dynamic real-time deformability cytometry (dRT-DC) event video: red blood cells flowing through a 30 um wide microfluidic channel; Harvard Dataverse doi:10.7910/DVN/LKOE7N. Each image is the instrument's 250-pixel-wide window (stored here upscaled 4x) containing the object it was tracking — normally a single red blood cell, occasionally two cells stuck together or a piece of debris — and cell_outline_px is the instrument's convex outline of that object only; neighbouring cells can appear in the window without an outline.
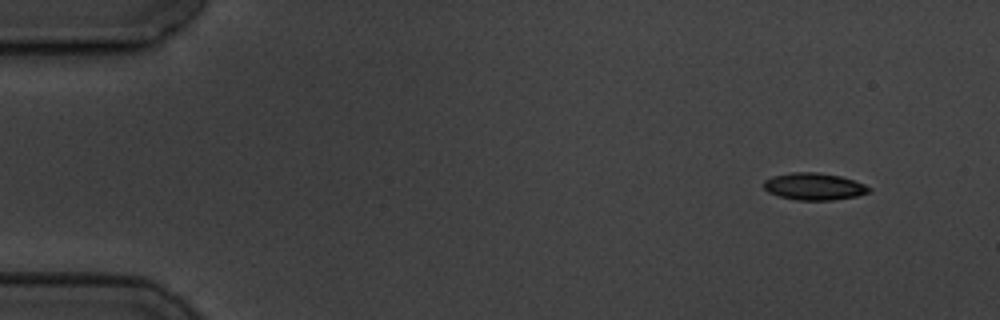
{"species": "common noctule bat (a hibernating species)", "species_latin": "Nyctalus noctula", "temperature_condition": "cold", "stored_images_in_passage": 8, "camera_frame_rate_fps": 3000, "um_per_image_px": 0.085, "animal": {"sex": "male", "body_mass_g": 19.5, "forearm_length_mm": 54.6}, "frame": {"image": 1, "passage_image": 1, "time_ms": 0.0, "image_size_px": [1000, 320], "cell_outline_px": [[872, 192], [856, 196], [832, 200], [796, 200], [780, 196], [768, 192], [760, 184], [764, 180], [772, 176], [792, 172], [816, 172], [840, 176], [864, 184], [872, 188]], "centroid_in_image_um": [69.17, 15.85], "position_along_channel_um": 15.8, "area_um2": 16.7}}
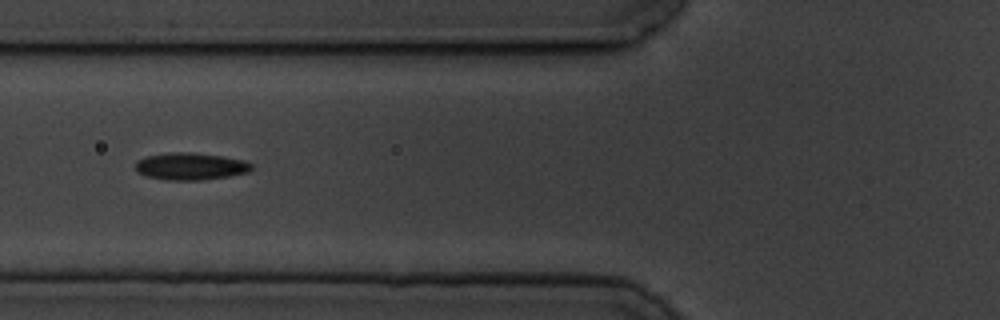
{"frame": {"image": 2, "passage_image": 6, "time_ms": 5.667, "image_size_px": [1000, 320], "cell_outline_px": [[252, 168], [248, 172], [228, 176], [200, 180], [164, 180], [148, 176], [136, 172], [136, 160], [148, 156], [168, 152], [192, 152], [224, 156], [244, 160], [252, 164]], "centroid_in_image_um": [16.19, 14.13], "position_along_channel_um": 109.6, "area_um2": 18.44}}
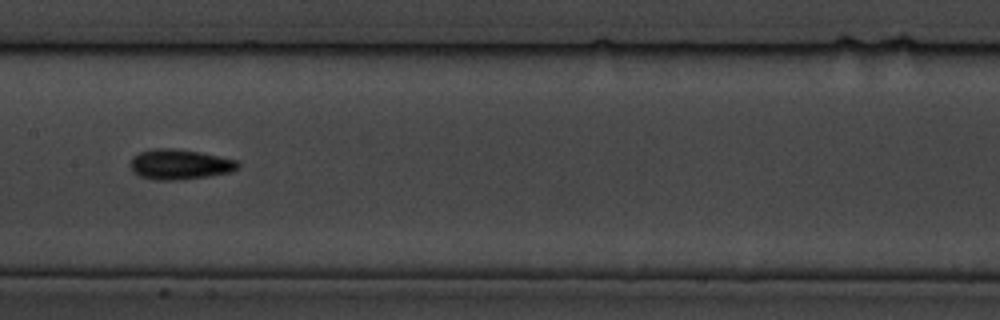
{"frame": {"image": 3, "passage_image": 8, "time_ms": 8.0, "image_size_px": [1000, 320], "cell_outline_px": [[240, 168], [232, 172], [208, 176], [176, 180], [156, 180], [140, 176], [132, 172], [132, 160], [140, 152], [156, 148], [172, 148], [200, 152], [236, 160], [240, 164]], "centroid_in_image_um": [15.32, 13.98], "position_along_channel_um": 192.1, "area_um2": 18.73}}